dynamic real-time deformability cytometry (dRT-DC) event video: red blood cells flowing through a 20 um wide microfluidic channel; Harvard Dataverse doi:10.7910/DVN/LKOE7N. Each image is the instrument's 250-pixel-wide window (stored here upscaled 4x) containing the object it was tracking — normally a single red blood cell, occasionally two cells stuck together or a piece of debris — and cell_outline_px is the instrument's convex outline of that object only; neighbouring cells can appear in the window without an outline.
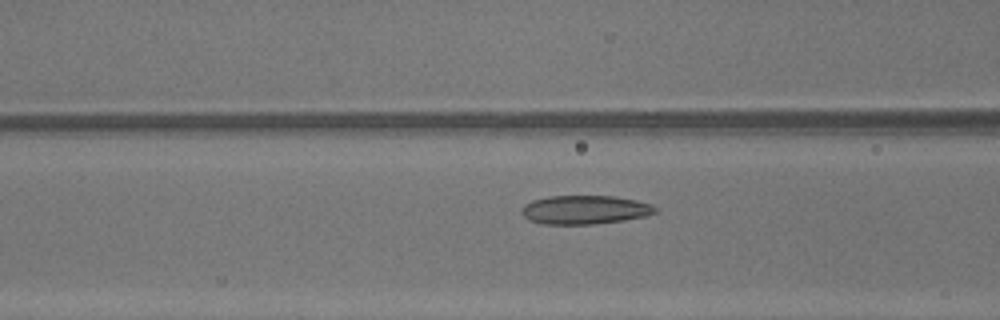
{"species": "common noctule bat (a hibernating species)", "species_latin": "Nyctalus noctula", "temperature_condition": "warm", "stored_images_in_passage": 48, "camera_frame_rate_fps": 3000, "um_per_image_px": 0.085, "animal": {"sex": "male", "body_mass_g": 13.3}, "frame": {"image": 1, "passage_image": 20, "time_ms": 6.333, "image_size_px": [1000, 320], "cell_outline_px": [[660, 208], [656, 212], [644, 216], [624, 220], [596, 224], [544, 224], [528, 220], [520, 212], [520, 208], [524, 204], [532, 200], [548, 196], [616, 196], [636, 200], [652, 204]], "centroid_in_image_um": [49.7, 17.82], "position_along_channel_um": 116.9, "area_um2": 22.66}}
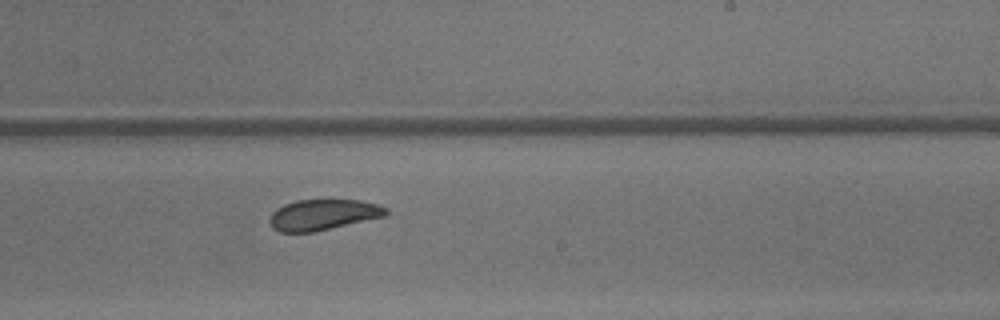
{"frame": {"image": 2, "passage_image": 30, "time_ms": 9.667, "image_size_px": [1000, 320], "cell_outline_px": [[388, 216], [312, 232], [280, 232], [272, 228], [268, 220], [272, 212], [276, 208], [284, 204], [296, 200], [360, 200], [376, 204], [388, 208]], "centroid_in_image_um": [27.46, 18.25], "position_along_channel_um": 261.5, "area_um2": 20.98}}
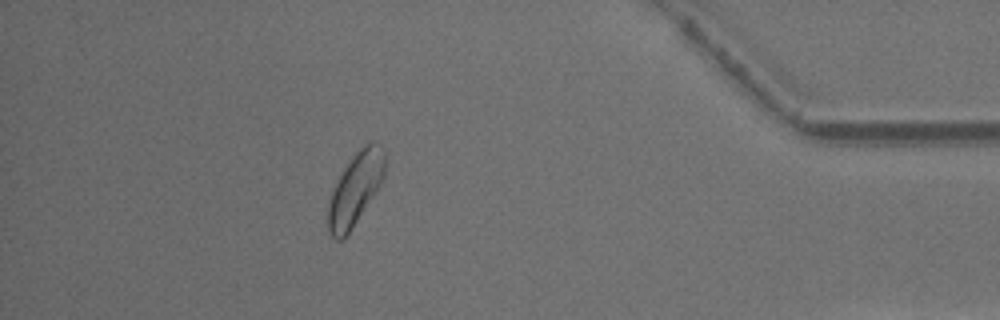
{"frame": {"image": 3, "passage_image": 43, "time_ms": 14.0, "image_size_px": [1000, 320], "cell_outline_px": [[384, 176], [376, 192], [352, 228], [340, 240], [336, 240], [328, 232], [328, 204], [332, 188], [344, 164], [368, 140], [376, 140], [380, 144], [384, 152]], "centroid_in_image_um": [30.19, 15.99], "position_along_channel_um": 405.0, "area_um2": 24.16}, "authors_computed_cell_mechanics": {"area_um2": 23.5535, "velocity_mm_per_s": 4.3529, "shape_relaxation_time_tau1_ms": 2.9306, "shape_relaxation_time_tau2_ms": 2.7068, "deformation_change_tau1": 0.0931, "deformation_change_tau2": 0.0782}}